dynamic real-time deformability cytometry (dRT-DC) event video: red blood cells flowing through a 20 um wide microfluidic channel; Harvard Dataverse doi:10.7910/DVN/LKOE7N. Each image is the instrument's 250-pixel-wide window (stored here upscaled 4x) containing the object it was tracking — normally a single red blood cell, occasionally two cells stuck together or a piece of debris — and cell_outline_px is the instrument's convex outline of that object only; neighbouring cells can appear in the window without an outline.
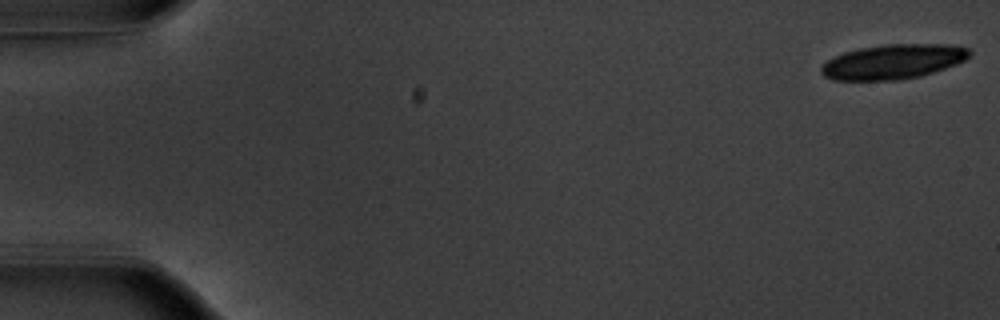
{"species": "common noctule bat (a hibernating species)", "species_latin": "Nyctalus noctula", "temperature_condition": "warm", "stored_images_in_passage": 11, "camera_frame_rate_fps": 3000, "um_per_image_px": 0.085, "animal": {"sex": "male", "body_mass_g": 20.1, "forearm_length_mm": 53.5}, "frame": {"image": 1, "passage_image": 1, "time_ms": 0.0, "image_size_px": [1000, 320], "cell_outline_px": [[972, 52], [964, 60], [956, 64], [920, 76], [900, 80], [832, 80], [824, 76], [820, 72], [820, 68], [828, 60], [844, 52], [860, 48], [884, 44], [948, 44], [968, 48]], "centroid_in_image_um": [75.9, 5.24], "position_along_channel_um": 9.1, "area_um2": 29.88}}